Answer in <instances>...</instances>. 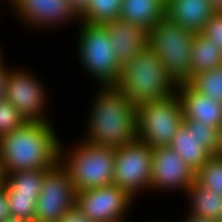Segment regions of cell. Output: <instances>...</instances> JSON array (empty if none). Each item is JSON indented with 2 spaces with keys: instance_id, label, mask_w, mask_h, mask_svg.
Segmentation results:
<instances>
[{
  "instance_id": "obj_33",
  "label": "cell",
  "mask_w": 222,
  "mask_h": 222,
  "mask_svg": "<svg viewBox=\"0 0 222 222\" xmlns=\"http://www.w3.org/2000/svg\"><path fill=\"white\" fill-rule=\"evenodd\" d=\"M69 2L76 9V11L80 14L87 6L89 0H69Z\"/></svg>"
},
{
  "instance_id": "obj_11",
  "label": "cell",
  "mask_w": 222,
  "mask_h": 222,
  "mask_svg": "<svg viewBox=\"0 0 222 222\" xmlns=\"http://www.w3.org/2000/svg\"><path fill=\"white\" fill-rule=\"evenodd\" d=\"M135 202L115 184L78 191L75 195L76 207L93 222H127Z\"/></svg>"
},
{
  "instance_id": "obj_25",
  "label": "cell",
  "mask_w": 222,
  "mask_h": 222,
  "mask_svg": "<svg viewBox=\"0 0 222 222\" xmlns=\"http://www.w3.org/2000/svg\"><path fill=\"white\" fill-rule=\"evenodd\" d=\"M195 181L202 187L222 195V157L212 155L195 173Z\"/></svg>"
},
{
  "instance_id": "obj_26",
  "label": "cell",
  "mask_w": 222,
  "mask_h": 222,
  "mask_svg": "<svg viewBox=\"0 0 222 222\" xmlns=\"http://www.w3.org/2000/svg\"><path fill=\"white\" fill-rule=\"evenodd\" d=\"M26 119L17 108L7 100L0 101V137L21 127Z\"/></svg>"
},
{
  "instance_id": "obj_14",
  "label": "cell",
  "mask_w": 222,
  "mask_h": 222,
  "mask_svg": "<svg viewBox=\"0 0 222 222\" xmlns=\"http://www.w3.org/2000/svg\"><path fill=\"white\" fill-rule=\"evenodd\" d=\"M184 120H197L205 126H222V102L195 91L188 83L177 86Z\"/></svg>"
},
{
  "instance_id": "obj_8",
  "label": "cell",
  "mask_w": 222,
  "mask_h": 222,
  "mask_svg": "<svg viewBox=\"0 0 222 222\" xmlns=\"http://www.w3.org/2000/svg\"><path fill=\"white\" fill-rule=\"evenodd\" d=\"M38 76V73L27 67L12 66L7 79L5 100L13 104L26 121L55 122L49 117V103L53 99L49 97L51 94L44 84L45 80Z\"/></svg>"
},
{
  "instance_id": "obj_17",
  "label": "cell",
  "mask_w": 222,
  "mask_h": 222,
  "mask_svg": "<svg viewBox=\"0 0 222 222\" xmlns=\"http://www.w3.org/2000/svg\"><path fill=\"white\" fill-rule=\"evenodd\" d=\"M170 147L178 154L194 173L206 164L212 156L196 137V126H187L184 122L174 135Z\"/></svg>"
},
{
  "instance_id": "obj_1",
  "label": "cell",
  "mask_w": 222,
  "mask_h": 222,
  "mask_svg": "<svg viewBox=\"0 0 222 222\" xmlns=\"http://www.w3.org/2000/svg\"><path fill=\"white\" fill-rule=\"evenodd\" d=\"M96 87L79 137L113 149L128 145L137 138V106L117 86Z\"/></svg>"
},
{
  "instance_id": "obj_16",
  "label": "cell",
  "mask_w": 222,
  "mask_h": 222,
  "mask_svg": "<svg viewBox=\"0 0 222 222\" xmlns=\"http://www.w3.org/2000/svg\"><path fill=\"white\" fill-rule=\"evenodd\" d=\"M213 13L209 0H165V16L194 34L201 33Z\"/></svg>"
},
{
  "instance_id": "obj_27",
  "label": "cell",
  "mask_w": 222,
  "mask_h": 222,
  "mask_svg": "<svg viewBox=\"0 0 222 222\" xmlns=\"http://www.w3.org/2000/svg\"><path fill=\"white\" fill-rule=\"evenodd\" d=\"M187 126H196V137L200 145L203 146L211 155L216 153L218 145L219 128L214 126H205L197 120H184Z\"/></svg>"
},
{
  "instance_id": "obj_9",
  "label": "cell",
  "mask_w": 222,
  "mask_h": 222,
  "mask_svg": "<svg viewBox=\"0 0 222 222\" xmlns=\"http://www.w3.org/2000/svg\"><path fill=\"white\" fill-rule=\"evenodd\" d=\"M6 5L14 22L33 32L48 33L80 23V14L69 0H7Z\"/></svg>"
},
{
  "instance_id": "obj_37",
  "label": "cell",
  "mask_w": 222,
  "mask_h": 222,
  "mask_svg": "<svg viewBox=\"0 0 222 222\" xmlns=\"http://www.w3.org/2000/svg\"><path fill=\"white\" fill-rule=\"evenodd\" d=\"M5 53L6 52H4V49H3V47H2V45H1V43H0V67L5 63L4 61V59H6L5 58Z\"/></svg>"
},
{
  "instance_id": "obj_39",
  "label": "cell",
  "mask_w": 222,
  "mask_h": 222,
  "mask_svg": "<svg viewBox=\"0 0 222 222\" xmlns=\"http://www.w3.org/2000/svg\"><path fill=\"white\" fill-rule=\"evenodd\" d=\"M0 1H1V0H0ZM2 1H3V2H2ZM2 1L0 2V6H2L1 3L3 4L4 2H5V3H4L3 5L6 6V1H7V0H2ZM0 8H2V7H0ZM0 11H2V10L0 9ZM0 16H1V14H0Z\"/></svg>"
},
{
  "instance_id": "obj_6",
  "label": "cell",
  "mask_w": 222,
  "mask_h": 222,
  "mask_svg": "<svg viewBox=\"0 0 222 222\" xmlns=\"http://www.w3.org/2000/svg\"><path fill=\"white\" fill-rule=\"evenodd\" d=\"M194 35L166 16L148 32V45L177 85L192 78L191 45Z\"/></svg>"
},
{
  "instance_id": "obj_38",
  "label": "cell",
  "mask_w": 222,
  "mask_h": 222,
  "mask_svg": "<svg viewBox=\"0 0 222 222\" xmlns=\"http://www.w3.org/2000/svg\"><path fill=\"white\" fill-rule=\"evenodd\" d=\"M5 181V174L3 173L2 165L0 163V187L3 186Z\"/></svg>"
},
{
  "instance_id": "obj_3",
  "label": "cell",
  "mask_w": 222,
  "mask_h": 222,
  "mask_svg": "<svg viewBox=\"0 0 222 222\" xmlns=\"http://www.w3.org/2000/svg\"><path fill=\"white\" fill-rule=\"evenodd\" d=\"M116 86L138 106L175 95L178 85L165 72L163 64L147 44L131 61L122 66Z\"/></svg>"
},
{
  "instance_id": "obj_12",
  "label": "cell",
  "mask_w": 222,
  "mask_h": 222,
  "mask_svg": "<svg viewBox=\"0 0 222 222\" xmlns=\"http://www.w3.org/2000/svg\"><path fill=\"white\" fill-rule=\"evenodd\" d=\"M75 195L71 175L60 163L46 170L37 199L34 222H59L75 205Z\"/></svg>"
},
{
  "instance_id": "obj_15",
  "label": "cell",
  "mask_w": 222,
  "mask_h": 222,
  "mask_svg": "<svg viewBox=\"0 0 222 222\" xmlns=\"http://www.w3.org/2000/svg\"><path fill=\"white\" fill-rule=\"evenodd\" d=\"M111 36L114 55L123 66L148 44V32L121 19L104 24Z\"/></svg>"
},
{
  "instance_id": "obj_19",
  "label": "cell",
  "mask_w": 222,
  "mask_h": 222,
  "mask_svg": "<svg viewBox=\"0 0 222 222\" xmlns=\"http://www.w3.org/2000/svg\"><path fill=\"white\" fill-rule=\"evenodd\" d=\"M188 213L218 222L222 216V195L216 194L199 185L196 181L185 193Z\"/></svg>"
},
{
  "instance_id": "obj_34",
  "label": "cell",
  "mask_w": 222,
  "mask_h": 222,
  "mask_svg": "<svg viewBox=\"0 0 222 222\" xmlns=\"http://www.w3.org/2000/svg\"><path fill=\"white\" fill-rule=\"evenodd\" d=\"M214 13H222V0H209Z\"/></svg>"
},
{
  "instance_id": "obj_5",
  "label": "cell",
  "mask_w": 222,
  "mask_h": 222,
  "mask_svg": "<svg viewBox=\"0 0 222 222\" xmlns=\"http://www.w3.org/2000/svg\"><path fill=\"white\" fill-rule=\"evenodd\" d=\"M78 26L74 44L80 69L95 86H116L122 65L114 55L109 31L104 25L80 22Z\"/></svg>"
},
{
  "instance_id": "obj_30",
  "label": "cell",
  "mask_w": 222,
  "mask_h": 222,
  "mask_svg": "<svg viewBox=\"0 0 222 222\" xmlns=\"http://www.w3.org/2000/svg\"><path fill=\"white\" fill-rule=\"evenodd\" d=\"M10 68L11 66L8 65L7 61H5V63L0 67V101L5 99Z\"/></svg>"
},
{
  "instance_id": "obj_36",
  "label": "cell",
  "mask_w": 222,
  "mask_h": 222,
  "mask_svg": "<svg viewBox=\"0 0 222 222\" xmlns=\"http://www.w3.org/2000/svg\"><path fill=\"white\" fill-rule=\"evenodd\" d=\"M3 222H30L28 220L25 219H20V218H16V217H11L9 216L7 219H5Z\"/></svg>"
},
{
  "instance_id": "obj_28",
  "label": "cell",
  "mask_w": 222,
  "mask_h": 222,
  "mask_svg": "<svg viewBox=\"0 0 222 222\" xmlns=\"http://www.w3.org/2000/svg\"><path fill=\"white\" fill-rule=\"evenodd\" d=\"M201 34L212 40L222 52V13H213L207 20Z\"/></svg>"
},
{
  "instance_id": "obj_18",
  "label": "cell",
  "mask_w": 222,
  "mask_h": 222,
  "mask_svg": "<svg viewBox=\"0 0 222 222\" xmlns=\"http://www.w3.org/2000/svg\"><path fill=\"white\" fill-rule=\"evenodd\" d=\"M165 16V0H122L120 19L147 32Z\"/></svg>"
},
{
  "instance_id": "obj_10",
  "label": "cell",
  "mask_w": 222,
  "mask_h": 222,
  "mask_svg": "<svg viewBox=\"0 0 222 222\" xmlns=\"http://www.w3.org/2000/svg\"><path fill=\"white\" fill-rule=\"evenodd\" d=\"M152 165V148L136 138L115 149L113 184L137 201L143 192L150 193Z\"/></svg>"
},
{
  "instance_id": "obj_40",
  "label": "cell",
  "mask_w": 222,
  "mask_h": 222,
  "mask_svg": "<svg viewBox=\"0 0 222 222\" xmlns=\"http://www.w3.org/2000/svg\"><path fill=\"white\" fill-rule=\"evenodd\" d=\"M155 220V221H154ZM157 220V221H156ZM150 222H160L157 218L155 219H153V221H152V219H151V221Z\"/></svg>"
},
{
  "instance_id": "obj_22",
  "label": "cell",
  "mask_w": 222,
  "mask_h": 222,
  "mask_svg": "<svg viewBox=\"0 0 222 222\" xmlns=\"http://www.w3.org/2000/svg\"><path fill=\"white\" fill-rule=\"evenodd\" d=\"M46 170H24L5 174L6 192H35L40 194Z\"/></svg>"
},
{
  "instance_id": "obj_20",
  "label": "cell",
  "mask_w": 222,
  "mask_h": 222,
  "mask_svg": "<svg viewBox=\"0 0 222 222\" xmlns=\"http://www.w3.org/2000/svg\"><path fill=\"white\" fill-rule=\"evenodd\" d=\"M222 65V52L212 40L197 33L191 45L192 76Z\"/></svg>"
},
{
  "instance_id": "obj_29",
  "label": "cell",
  "mask_w": 222,
  "mask_h": 222,
  "mask_svg": "<svg viewBox=\"0 0 222 222\" xmlns=\"http://www.w3.org/2000/svg\"><path fill=\"white\" fill-rule=\"evenodd\" d=\"M59 222H93L83 212H81L76 205L72 206Z\"/></svg>"
},
{
  "instance_id": "obj_31",
  "label": "cell",
  "mask_w": 222,
  "mask_h": 222,
  "mask_svg": "<svg viewBox=\"0 0 222 222\" xmlns=\"http://www.w3.org/2000/svg\"><path fill=\"white\" fill-rule=\"evenodd\" d=\"M8 211V199L5 191V187H0V222H3L9 217Z\"/></svg>"
},
{
  "instance_id": "obj_4",
  "label": "cell",
  "mask_w": 222,
  "mask_h": 222,
  "mask_svg": "<svg viewBox=\"0 0 222 222\" xmlns=\"http://www.w3.org/2000/svg\"><path fill=\"white\" fill-rule=\"evenodd\" d=\"M69 143L61 139L59 163L71 175L76 192L113 184L115 149L93 145L81 137Z\"/></svg>"
},
{
  "instance_id": "obj_2",
  "label": "cell",
  "mask_w": 222,
  "mask_h": 222,
  "mask_svg": "<svg viewBox=\"0 0 222 222\" xmlns=\"http://www.w3.org/2000/svg\"><path fill=\"white\" fill-rule=\"evenodd\" d=\"M54 122L27 121L0 137L3 173L50 170L59 163L61 132Z\"/></svg>"
},
{
  "instance_id": "obj_23",
  "label": "cell",
  "mask_w": 222,
  "mask_h": 222,
  "mask_svg": "<svg viewBox=\"0 0 222 222\" xmlns=\"http://www.w3.org/2000/svg\"><path fill=\"white\" fill-rule=\"evenodd\" d=\"M187 83L195 91L222 102V65L192 76Z\"/></svg>"
},
{
  "instance_id": "obj_32",
  "label": "cell",
  "mask_w": 222,
  "mask_h": 222,
  "mask_svg": "<svg viewBox=\"0 0 222 222\" xmlns=\"http://www.w3.org/2000/svg\"><path fill=\"white\" fill-rule=\"evenodd\" d=\"M181 219L182 220L178 221V222H214V221H211V220H207V219H204V218L194 216L192 214H189L188 212H186V215H184V218H181ZM158 220L160 222H167L168 221L165 218H159ZM168 222H170V221H168Z\"/></svg>"
},
{
  "instance_id": "obj_21",
  "label": "cell",
  "mask_w": 222,
  "mask_h": 222,
  "mask_svg": "<svg viewBox=\"0 0 222 222\" xmlns=\"http://www.w3.org/2000/svg\"><path fill=\"white\" fill-rule=\"evenodd\" d=\"M122 0H89L80 13V22L104 25L120 19Z\"/></svg>"
},
{
  "instance_id": "obj_35",
  "label": "cell",
  "mask_w": 222,
  "mask_h": 222,
  "mask_svg": "<svg viewBox=\"0 0 222 222\" xmlns=\"http://www.w3.org/2000/svg\"><path fill=\"white\" fill-rule=\"evenodd\" d=\"M215 156L222 157V126L219 128L218 145L216 148Z\"/></svg>"
},
{
  "instance_id": "obj_24",
  "label": "cell",
  "mask_w": 222,
  "mask_h": 222,
  "mask_svg": "<svg viewBox=\"0 0 222 222\" xmlns=\"http://www.w3.org/2000/svg\"><path fill=\"white\" fill-rule=\"evenodd\" d=\"M8 211L11 217L34 222L39 195L35 192H6Z\"/></svg>"
},
{
  "instance_id": "obj_7",
  "label": "cell",
  "mask_w": 222,
  "mask_h": 222,
  "mask_svg": "<svg viewBox=\"0 0 222 222\" xmlns=\"http://www.w3.org/2000/svg\"><path fill=\"white\" fill-rule=\"evenodd\" d=\"M183 122V110L177 93L160 101L139 104L137 139L151 148L170 146Z\"/></svg>"
},
{
  "instance_id": "obj_13",
  "label": "cell",
  "mask_w": 222,
  "mask_h": 222,
  "mask_svg": "<svg viewBox=\"0 0 222 222\" xmlns=\"http://www.w3.org/2000/svg\"><path fill=\"white\" fill-rule=\"evenodd\" d=\"M150 193L184 194L195 181V173L170 147L152 148Z\"/></svg>"
},
{
  "instance_id": "obj_41",
  "label": "cell",
  "mask_w": 222,
  "mask_h": 222,
  "mask_svg": "<svg viewBox=\"0 0 222 222\" xmlns=\"http://www.w3.org/2000/svg\"><path fill=\"white\" fill-rule=\"evenodd\" d=\"M218 222H222V216L220 217V219L218 220Z\"/></svg>"
}]
</instances>
